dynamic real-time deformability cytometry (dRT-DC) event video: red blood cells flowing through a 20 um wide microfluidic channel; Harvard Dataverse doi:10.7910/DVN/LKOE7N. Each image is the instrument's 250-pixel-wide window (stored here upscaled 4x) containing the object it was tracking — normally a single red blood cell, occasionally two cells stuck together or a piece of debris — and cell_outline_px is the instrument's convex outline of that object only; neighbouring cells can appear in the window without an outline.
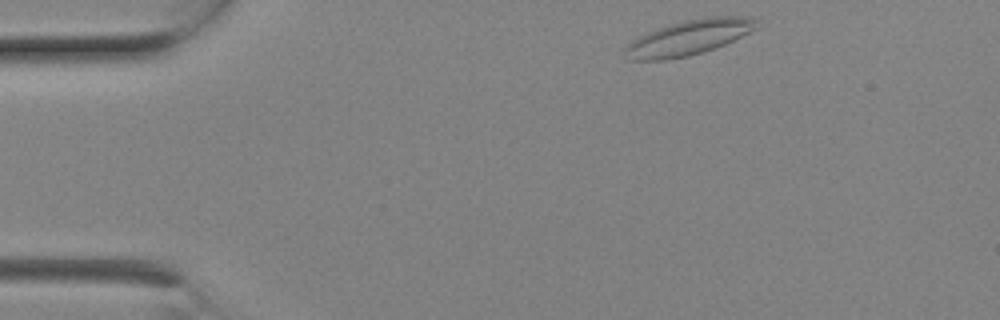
{"species": "Egyptian fruit bat (a non-hibernating species)", "species_latin": "Rousettus aegyptiacus", "temperature_condition": "room temperature", "stored_images_in_passage": 5, "camera_frame_rate_fps": 3000, "um_per_image_px": 0.085, "animal": {"sex": "female"}, "frame": {"image": 1, "passage_image": 1, "time_ms": 0.0, "image_size_px": [1000, 320], "cell_outline_px": [[760, 28], [716, 48], [704, 52], [688, 56], [664, 60], [632, 60], [624, 48], [632, 40], [648, 32], [668, 24], [684, 20], [708, 16], [760, 16]], "centroid_in_image_um": [58.7, 3.15], "position_along_channel_um": 26.3, "area_um2": 27.28}}